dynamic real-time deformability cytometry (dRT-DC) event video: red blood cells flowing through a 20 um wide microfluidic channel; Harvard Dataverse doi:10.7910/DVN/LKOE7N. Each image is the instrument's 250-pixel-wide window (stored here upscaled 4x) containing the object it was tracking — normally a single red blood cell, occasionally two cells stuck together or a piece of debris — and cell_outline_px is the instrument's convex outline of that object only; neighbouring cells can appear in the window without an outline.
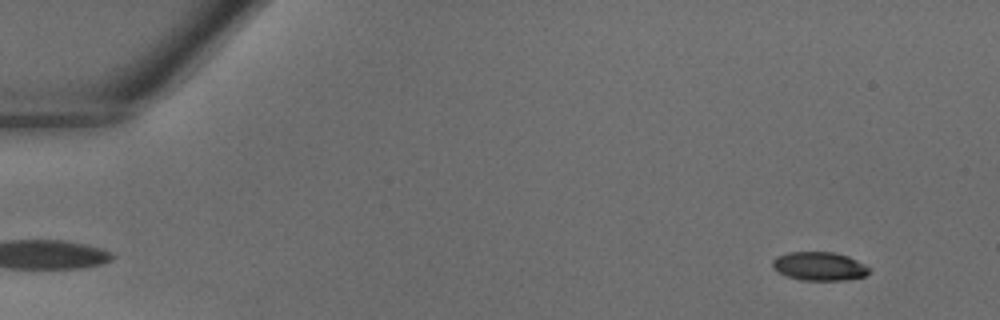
{"species": "common noctule bat (a hibernating species)", "species_latin": "Nyctalus noctula", "temperature_condition": "warm", "stored_images_in_passage": 39, "camera_frame_rate_fps": 3000, "um_per_image_px": 0.085, "animal": {"sex": "male", "body_mass_g": 18.8}, "frame": {"image": 1, "passage_image": 1, "time_ms": 0.0, "image_size_px": [1000, 320], "cell_outline_px": [[868, 272], [864, 276], [844, 280], [800, 280], [788, 276], [772, 268], [772, 260], [776, 256], [788, 252], [832, 252], [848, 256], [864, 264], [868, 268]], "centroid_in_image_um": [69.6, 22.62], "position_along_channel_um": 15.4, "area_um2": 15.95}}
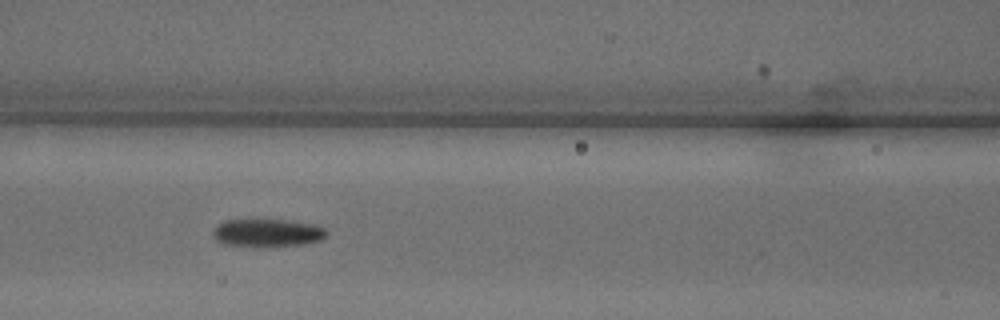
{"frame": {"image": 2, "passage_image": 16, "time_ms": 5.0, "image_size_px": [1000, 320], "cell_outline_px": [[328, 232], [320, 240], [304, 244], [256, 248], [228, 244], [216, 240], [212, 236], [212, 228], [216, 224], [224, 220], [244, 216], [256, 216], [316, 224], [324, 228]], "centroid_in_image_um": [22.62, 19.73], "position_along_channel_um": 144.0, "area_um2": 19.88}}
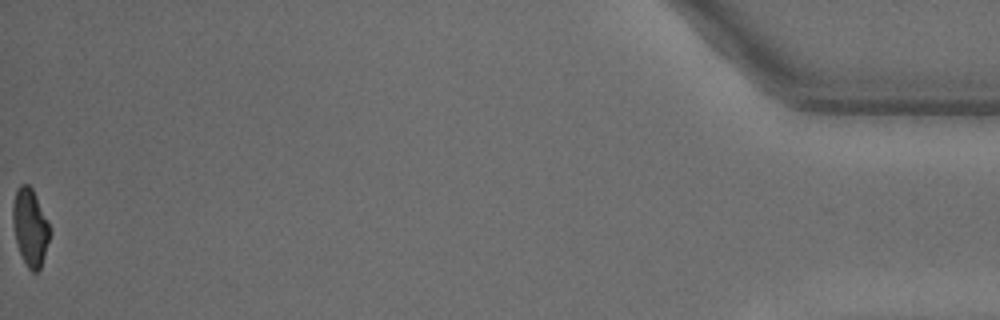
{"frame": {"image": 3, "passage_image": 39, "time_ms": 12.667, "image_size_px": [1000, 320], "cell_outline_px": [[52, 232], [40, 268], [36, 272], [32, 272], [28, 268], [20, 252], [16, 240], [12, 220], [12, 204], [16, 188], [20, 184], [28, 184], [32, 188], [52, 228]], "centroid_in_image_um": [2.58, 19.28], "position_along_channel_um": 432.6, "area_um2": 16.82}}